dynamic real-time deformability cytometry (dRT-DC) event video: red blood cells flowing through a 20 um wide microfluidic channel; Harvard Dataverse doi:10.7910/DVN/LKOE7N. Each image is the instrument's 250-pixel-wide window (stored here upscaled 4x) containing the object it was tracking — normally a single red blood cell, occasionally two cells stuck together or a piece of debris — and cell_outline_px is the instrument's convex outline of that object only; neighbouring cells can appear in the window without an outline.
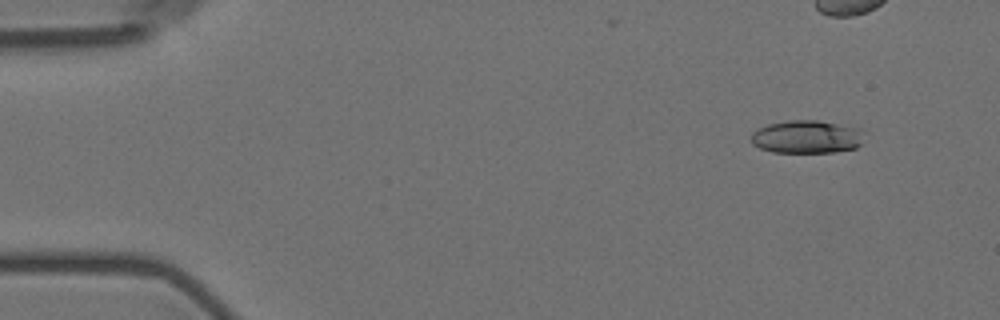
{"species": "Egyptian fruit bat (a non-hibernating species)", "species_latin": "Rousettus aegyptiacus", "temperature_condition": "room temperature", "stored_images_in_passage": 5, "camera_frame_rate_fps": 3000, "um_per_image_px": 0.085, "animal": {"sex": "female"}, "frame": {"image": 1, "passage_image": 1, "time_ms": 0.0, "image_size_px": [1000, 320], "cell_outline_px": [[864, 128], [860, 144], [856, 148], [832, 152], [772, 152], [760, 148], [752, 144], [752, 132], [756, 128], [768, 124], [788, 120], [816, 120]], "centroid_in_image_um": [68.57, 11.62], "position_along_channel_um": 16.4, "area_um2": 21.91}}
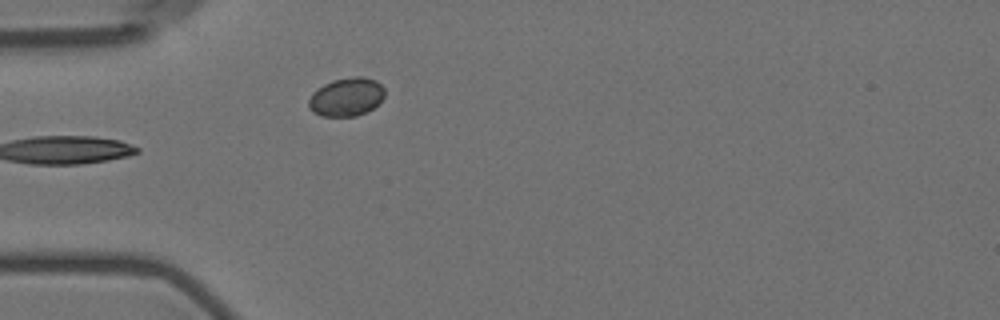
{"frame": {"image": 2, "passage_image": 5, "time_ms": 4.667, "image_size_px": [1000, 320], "cell_outline_px": [[384, 96], [368, 112], [356, 116], [324, 116], [312, 112], [308, 108], [308, 100], [312, 92], [316, 88], [332, 80], [352, 76], [364, 76], [376, 80], [384, 88]], "centroid_in_image_um": [29.42, 8.23], "position_along_channel_um": 55.6, "area_um2": 17.22}}